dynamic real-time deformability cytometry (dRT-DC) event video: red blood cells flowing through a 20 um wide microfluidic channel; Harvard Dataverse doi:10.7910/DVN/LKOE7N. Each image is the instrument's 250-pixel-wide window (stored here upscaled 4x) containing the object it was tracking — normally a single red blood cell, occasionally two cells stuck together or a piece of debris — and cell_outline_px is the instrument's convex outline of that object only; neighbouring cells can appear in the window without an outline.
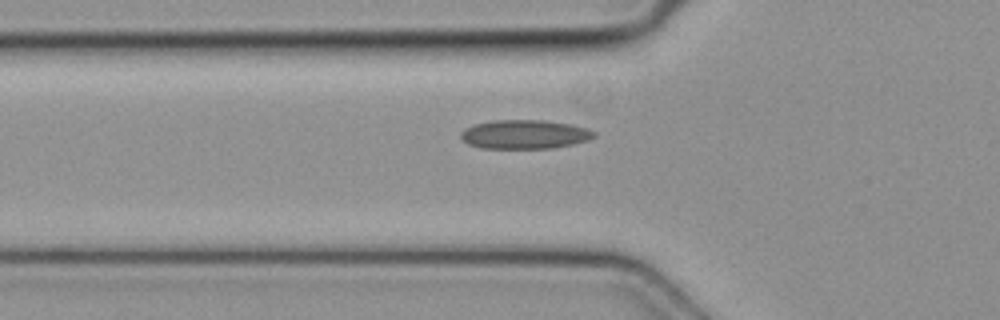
{"species": "common noctule bat (a hibernating species)", "species_latin": "Nyctalus noctula", "temperature_condition": "cold", "stored_images_in_passage": 4, "segment_of_instrument_passage": [1, 2], "camera_frame_rate_fps": 3000, "um_per_image_px": 0.085, "animal": {"sex": "female", "body_mass_g": 19.3, "forearm_length_mm": 54.1}, "frame": {"image": 1, "passage_image": 3, "time_ms": 0.667, "image_size_px": [1000, 320], "cell_outline_px": [[596, 136], [588, 140], [572, 144], [552, 148], [480, 148], [468, 144], [460, 136], [460, 132], [464, 128], [476, 124], [492, 120], [544, 120], [572, 124], [588, 128], [596, 132]], "centroid_in_image_um": [44.61, 11.41], "position_along_channel_um": 81.2, "area_um2": 22.6}}